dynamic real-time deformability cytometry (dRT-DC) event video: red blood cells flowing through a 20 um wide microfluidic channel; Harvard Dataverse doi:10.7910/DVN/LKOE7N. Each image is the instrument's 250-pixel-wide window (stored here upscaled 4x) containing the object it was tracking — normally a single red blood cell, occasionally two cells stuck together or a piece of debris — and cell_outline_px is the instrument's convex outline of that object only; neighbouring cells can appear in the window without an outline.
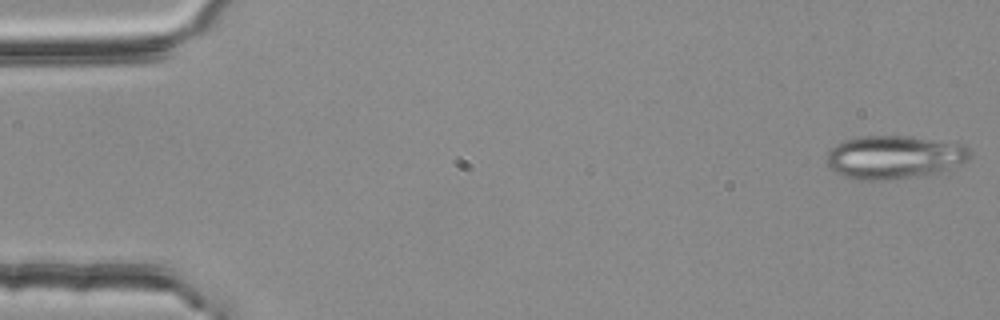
{"species": "common noctule bat (a hibernating species)", "species_latin": "Nyctalus noctula", "temperature_condition": "room temperature", "stored_images_in_passage": 54, "camera_frame_rate_fps": 3000, "um_per_image_px": 0.085, "animal": {"sex": "female", "body_mass_g": 25.1}, "frame": {"image": 1, "passage_image": 1, "time_ms": 0.0, "image_size_px": [1000, 320], "cell_outline_px": [[972, 156], [968, 160], [940, 172], [924, 176], [904, 180], [856, 180], [844, 176], [836, 172], [828, 164], [828, 152], [836, 144], [844, 140], [860, 136], [908, 136], [964, 144], [968, 148]], "centroid_in_image_um": [76.04, 13.38], "position_along_channel_um": 9.0, "area_um2": 36.47}}
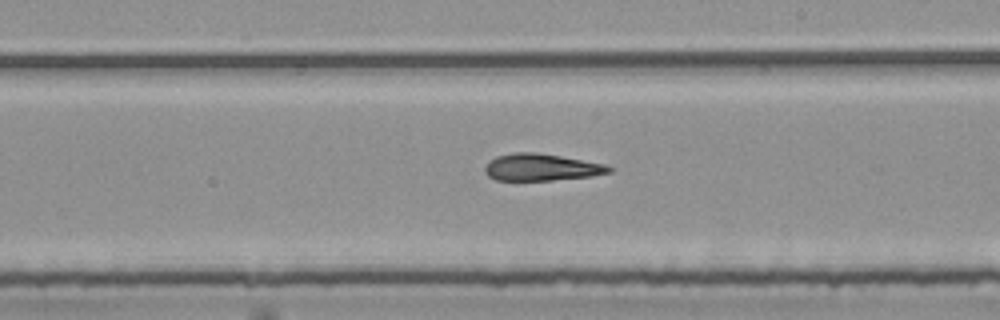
{"frame": {"image": 2, "passage_image": 31, "time_ms": 10.0, "image_size_px": [1000, 320], "cell_outline_px": [[612, 172], [592, 176], [552, 180], [496, 180], [488, 176], [484, 172], [484, 168], [496, 156], [512, 152], [536, 152], [560, 156], [604, 164], [612, 168]], "centroid_in_image_um": [46.0, 14.22], "position_along_channel_um": 243.0, "area_um2": 19.36}}
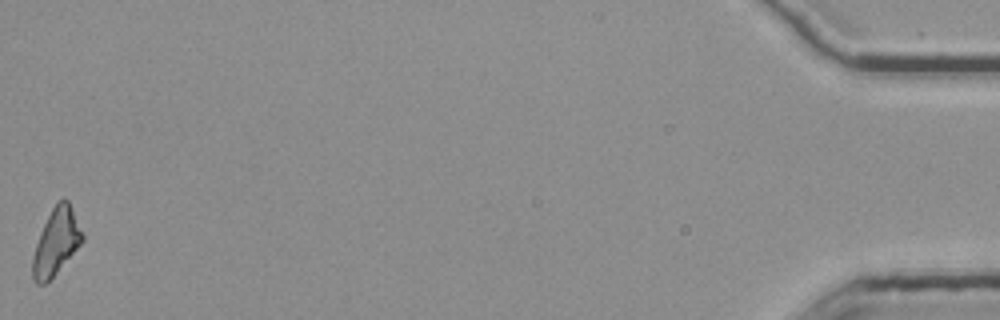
{"frame": {"image": 3, "passage_image": 54, "time_ms": 17.667, "image_size_px": [1000, 320], "cell_outline_px": [[84, 240], [56, 272], [44, 284], [36, 284], [32, 276], [32, 256], [40, 232], [52, 208], [64, 196], [68, 200], [84, 232]], "centroid_in_image_um": [4.78, 20.53], "position_along_channel_um": 430.4, "area_um2": 19.02}, "authors_computed_cell_mechanics": {"area_um2": 20.2589, "velocity_mm_per_s": 3.7706, "shape_relaxation_time_tau1_ms": null, "shape_relaxation_time_tau2_ms": 2.6638, "deformation_change_tau1": null, "deformation_change_tau2": 0.1338}}